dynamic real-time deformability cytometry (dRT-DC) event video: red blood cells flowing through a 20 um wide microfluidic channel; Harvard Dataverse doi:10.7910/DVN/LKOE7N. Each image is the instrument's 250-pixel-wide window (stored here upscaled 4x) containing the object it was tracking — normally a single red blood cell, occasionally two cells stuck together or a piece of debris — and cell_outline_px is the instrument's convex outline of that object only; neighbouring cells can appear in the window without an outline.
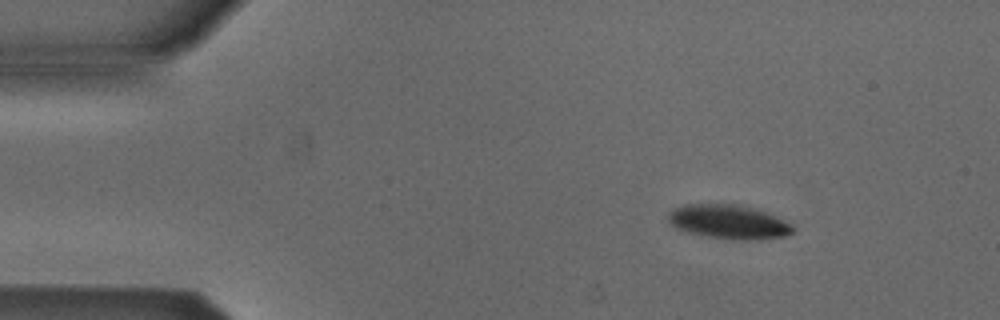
{"species": "Egyptian fruit bat (a non-hibernating species)", "species_latin": "Rousettus aegyptiacus", "temperature_condition": "cold", "stored_images_in_passage": 3, "camera_frame_rate_fps": 3000, "um_per_image_px": 0.085, "animal": {"sex": "male"}, "frame": {"image": 1, "passage_image": 1, "time_ms": 0.0, "image_size_px": [1000, 320], "cell_outline_px": [[796, 228], [792, 232], [784, 236], [760, 240], [728, 240], [688, 232], [676, 228], [668, 220], [668, 212], [672, 208], [684, 204], [736, 204], [764, 212], [792, 224]], "centroid_in_image_um": [61.91, 18.87], "position_along_channel_um": 23.1, "area_um2": 24.74}}